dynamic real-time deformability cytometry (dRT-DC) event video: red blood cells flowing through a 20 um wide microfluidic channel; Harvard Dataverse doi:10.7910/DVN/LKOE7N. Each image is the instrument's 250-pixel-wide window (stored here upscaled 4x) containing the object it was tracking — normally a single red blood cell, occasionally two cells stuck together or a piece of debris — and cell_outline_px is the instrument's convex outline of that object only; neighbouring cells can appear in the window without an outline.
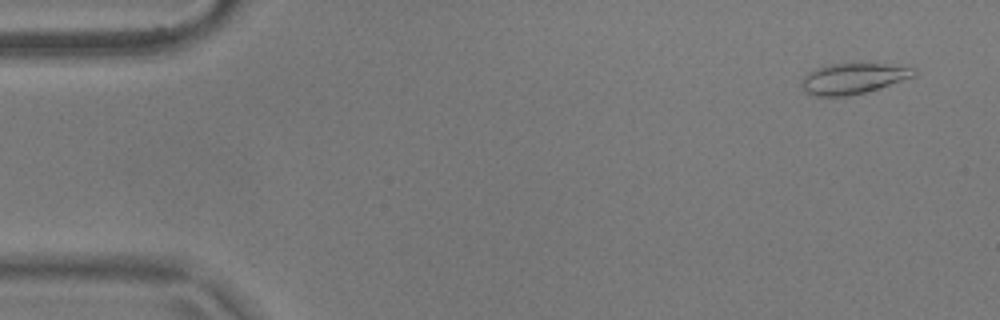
{"species": "common noctule bat (a hibernating species)", "species_latin": "Nyctalus noctula", "temperature_condition": "warm", "stored_images_in_passage": 52, "camera_frame_rate_fps": 3000, "um_per_image_px": 0.085, "animal": {"sex": "male", "body_mass_g": 17.9}, "frame": {"image": 1, "passage_image": 1, "time_ms": 0.0, "image_size_px": [1000, 320], "cell_outline_px": [[916, 76], [868, 92], [844, 96], [816, 96], [804, 92], [800, 84], [804, 76], [808, 72], [816, 68], [832, 64], [884, 64], [916, 68]], "centroid_in_image_um": [72.51, 6.69], "position_along_channel_um": 12.5, "area_um2": 20.11}}
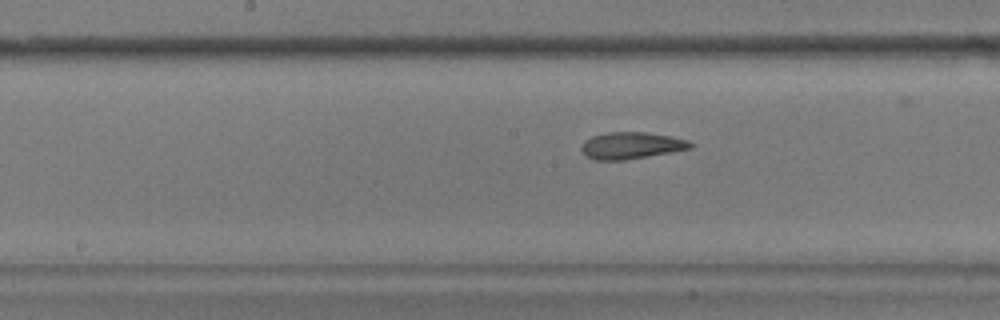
{"frame": {"image": 2, "passage_image": 25, "time_ms": 8.0, "image_size_px": [1000, 320], "cell_outline_px": [[692, 148], [624, 160], [596, 160], [588, 156], [580, 148], [584, 140], [592, 136], [608, 132], [644, 132], [672, 136], [688, 140], [692, 144]], "centroid_in_image_um": [53.65, 12.36], "position_along_channel_um": 194.6, "area_um2": 16.82}}
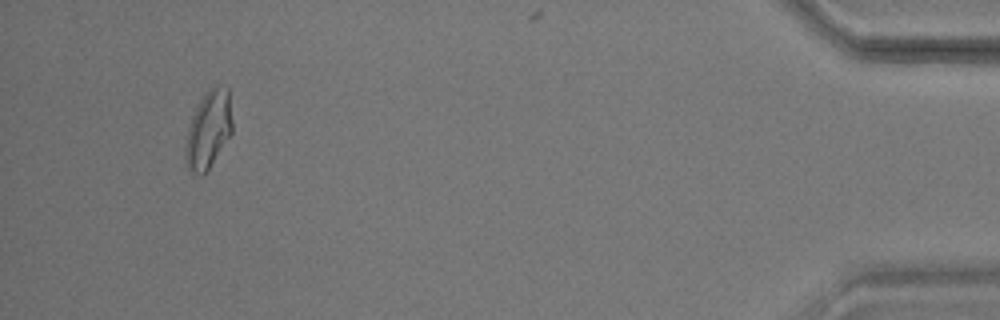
{"frame": {"image": 3, "passage_image": 49, "time_ms": 16.0, "image_size_px": [1000, 320], "cell_outline_px": [[232, 132], [204, 176], [200, 176], [192, 172], [188, 168], [184, 156], [184, 148], [188, 124], [196, 104], [208, 88], [216, 84], [228, 88], [232, 120]], "centroid_in_image_um": [17.69, 11.0], "position_along_channel_um": 417.5, "area_um2": 21.62}, "authors_computed_cell_mechanics": {"area_um2": 18.3226, "velocity_mm_per_s": 3.6953, "shape_relaxation_time_tau1_ms": null, "shape_relaxation_time_tau2_ms": 1.9325, "deformation_change_tau1": null, "deformation_change_tau2": 0.0911}}